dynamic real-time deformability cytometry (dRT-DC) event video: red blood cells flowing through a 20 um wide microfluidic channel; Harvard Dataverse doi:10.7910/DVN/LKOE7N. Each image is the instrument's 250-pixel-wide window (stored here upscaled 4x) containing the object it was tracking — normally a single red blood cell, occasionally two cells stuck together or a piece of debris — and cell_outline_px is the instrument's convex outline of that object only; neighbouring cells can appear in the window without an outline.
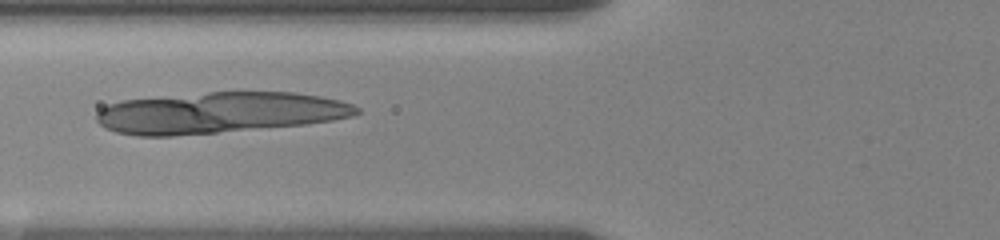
{"species": "human", "species_latin": "Homo sapiens", "temperature_condition": "room temperature", "stored_images_in_passage": 28, "camera_frame_rate_fps": 3000, "um_per_image_px": 0.085, "donor": {"sex": "female"}, "frame": {"image": 1, "passage_image": 18, "time_ms": 7.333, "image_size_px": [1000, 240], "cell_outline_px": [[360, 112], [352, 116], [332, 120], [304, 124], [172, 136], [136, 136], [116, 132], [104, 128], [96, 120], [96, 112], [100, 108], [108, 104], [120, 100], [208, 92], [292, 92], [320, 96], [340, 100], [352, 104], [360, 108]], "centroid_in_image_um": [18.59, 9.57], "position_along_channel_um": 107.2, "area_um2": 62.31}}